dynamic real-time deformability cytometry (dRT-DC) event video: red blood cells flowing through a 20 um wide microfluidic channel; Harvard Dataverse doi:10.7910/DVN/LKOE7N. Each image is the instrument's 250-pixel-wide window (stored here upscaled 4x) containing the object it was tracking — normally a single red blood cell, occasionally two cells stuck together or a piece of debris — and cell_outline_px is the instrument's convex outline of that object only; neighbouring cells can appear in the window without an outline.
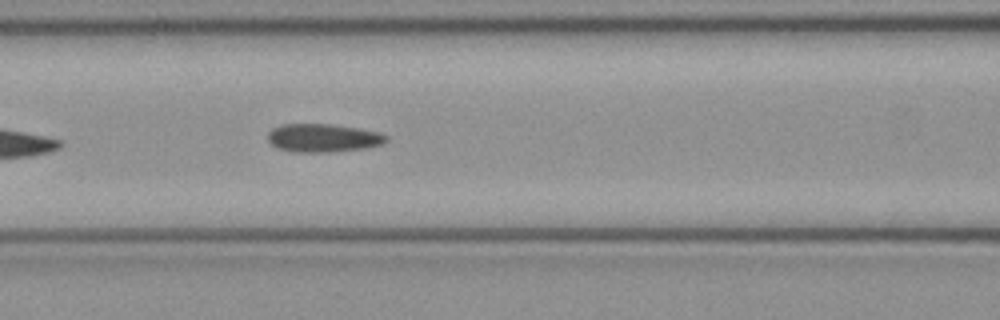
{"species": "common noctule bat (a hibernating species)", "species_latin": "Nyctalus noctula", "temperature_condition": "cold", "stored_images_in_passage": 6, "camera_frame_rate_fps": 3000, "um_per_image_px": 0.085, "animal": {"sex": "female", "body_mass_g": 21.9}, "frame": {"image": 1, "passage_image": 6, "time_ms": 1.667, "image_size_px": [1000, 320], "cell_outline_px": [[388, 140], [380, 144], [364, 148], [328, 152], [296, 152], [276, 148], [268, 140], [268, 132], [272, 128], [280, 124], [332, 124], [360, 128], [380, 132], [388, 136]], "centroid_in_image_um": [27.45, 11.71], "position_along_channel_um": 139.2, "area_um2": 19.59}}